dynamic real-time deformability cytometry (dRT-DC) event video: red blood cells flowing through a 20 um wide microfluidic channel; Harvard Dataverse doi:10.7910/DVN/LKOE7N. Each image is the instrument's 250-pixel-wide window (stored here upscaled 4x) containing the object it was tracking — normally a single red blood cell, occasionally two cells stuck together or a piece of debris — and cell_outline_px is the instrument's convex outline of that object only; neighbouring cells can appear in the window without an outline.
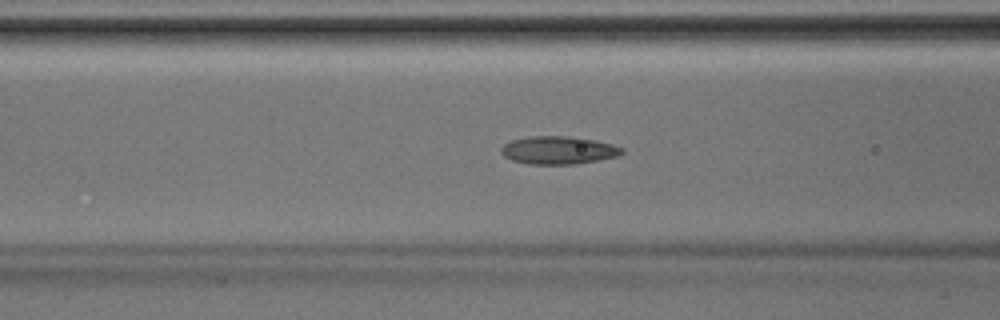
{"species": "Egyptian fruit bat (a non-hibernating species)", "species_latin": "Rousettus aegyptiacus", "temperature_condition": "room temperature", "stored_images_in_passage": 36, "camera_frame_rate_fps": 3000, "um_per_image_px": 0.085, "animal": {"sex": "male"}, "frame": {"image": 1, "passage_image": 16, "time_ms": 5.0, "image_size_px": [1000, 320], "cell_outline_px": [[624, 152], [616, 156], [596, 160], [572, 164], [528, 164], [512, 160], [504, 156], [500, 152], [500, 148], [504, 144], [512, 140], [532, 136], [568, 136], [596, 140], [612, 144], [624, 148]], "centroid_in_image_um": [47.44, 12.76], "position_along_channel_um": 119.2, "area_um2": 19.54}}
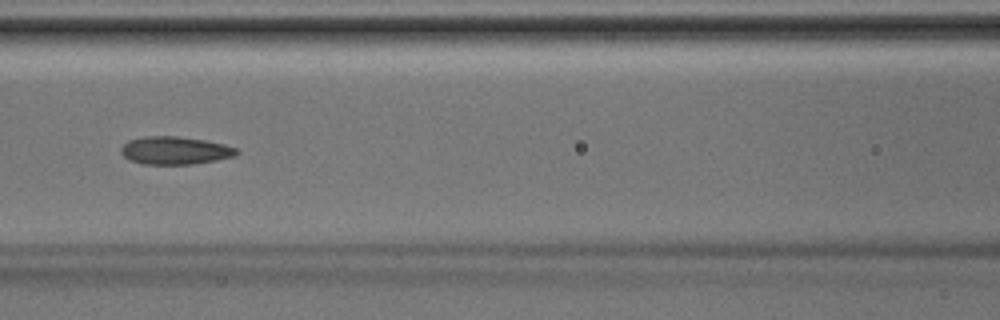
{"frame": {"image": 2, "passage_image": 18, "time_ms": 5.667, "image_size_px": [1000, 320], "cell_outline_px": [[240, 152], [236, 156], [216, 160], [192, 164], [144, 164], [128, 160], [120, 152], [120, 148], [128, 140], [144, 136], [176, 136], [204, 140], [224, 144], [236, 148]], "centroid_in_image_um": [14.86, 12.79], "position_along_channel_um": 151.7, "area_um2": 18.84}}
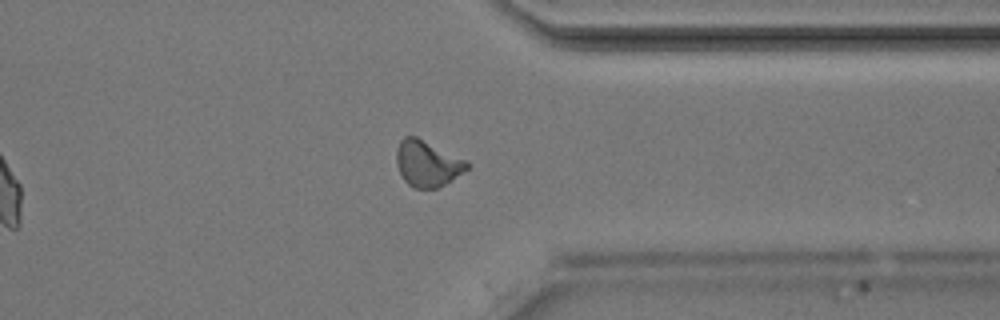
{"frame": {"image": 3, "passage_image": 32, "time_ms": 10.333, "image_size_px": [1000, 320], "cell_outline_px": [[468, 168], [452, 180], [436, 188], [416, 188], [408, 184], [404, 180], [396, 164], [396, 148], [400, 140], [404, 136], [416, 136], [468, 160]], "centroid_in_image_um": [36.31, 13.88], "position_along_channel_um": 375.1, "area_um2": 18.96}}